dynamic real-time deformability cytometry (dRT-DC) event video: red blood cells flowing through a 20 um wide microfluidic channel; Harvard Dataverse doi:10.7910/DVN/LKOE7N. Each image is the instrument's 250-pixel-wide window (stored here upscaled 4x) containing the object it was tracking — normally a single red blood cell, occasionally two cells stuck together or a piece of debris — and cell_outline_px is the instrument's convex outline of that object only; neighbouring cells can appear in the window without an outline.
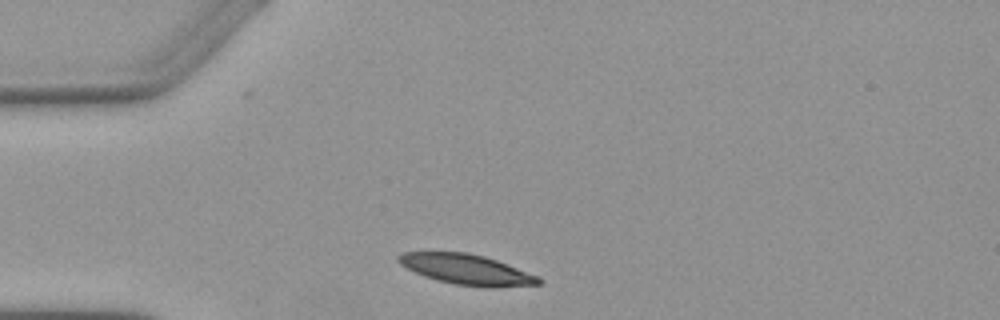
{"species": "Egyptian fruit bat (a non-hibernating species)", "species_latin": "Rousettus aegyptiacus", "temperature_condition": "warm", "stored_images_in_passage": 1, "camera_frame_rate_fps": 3000, "um_per_image_px": 0.085, "animal": {"sex": "female"}, "frame": {"image": 1, "passage_image": 1, "time_ms": 0.0, "image_size_px": [1000, 320], "cell_outline_px": [[544, 280], [540, 284], [496, 288], [484, 288], [452, 284], [436, 280], [424, 276], [400, 264], [396, 260], [396, 256], [404, 252], [468, 252], [484, 256], [496, 260], [540, 276]], "centroid_in_image_um": [39.7, 22.92], "position_along_channel_um": 45.3, "area_um2": 25.09}}